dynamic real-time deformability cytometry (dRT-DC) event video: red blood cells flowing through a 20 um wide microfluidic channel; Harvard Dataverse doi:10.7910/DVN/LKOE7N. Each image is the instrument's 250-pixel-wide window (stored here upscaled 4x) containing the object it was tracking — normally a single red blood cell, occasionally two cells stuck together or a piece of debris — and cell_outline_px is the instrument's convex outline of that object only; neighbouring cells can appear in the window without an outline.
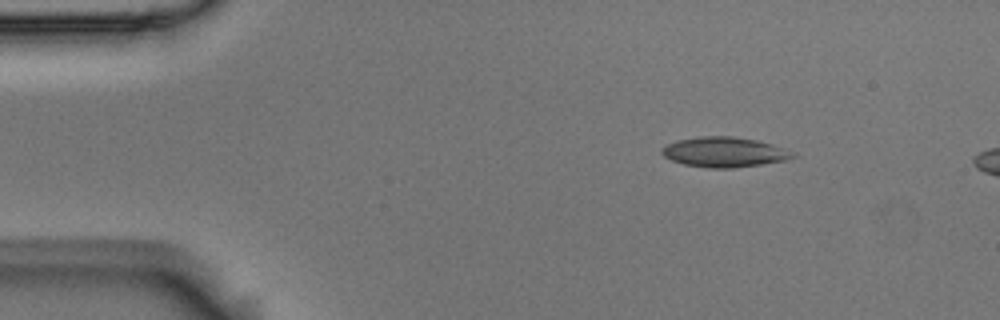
{"species": "Egyptian fruit bat (a non-hibernating species)", "species_latin": "Rousettus aegyptiacus", "temperature_condition": "room temperature", "stored_images_in_passage": 3, "camera_frame_rate_fps": 3000, "um_per_image_px": 0.085, "animal": {"sex": "male"}, "frame": {"image": 1, "passage_image": 1, "time_ms": 0.0, "image_size_px": [1000, 320], "cell_outline_px": [[796, 156], [788, 160], [732, 168], [708, 168], [684, 164], [672, 160], [664, 156], [660, 152], [668, 144], [676, 140], [700, 136], [732, 136], [756, 140], [772, 144], [796, 152]], "centroid_in_image_um": [61.6, 12.92], "position_along_channel_um": 23.4, "area_um2": 22.89}}